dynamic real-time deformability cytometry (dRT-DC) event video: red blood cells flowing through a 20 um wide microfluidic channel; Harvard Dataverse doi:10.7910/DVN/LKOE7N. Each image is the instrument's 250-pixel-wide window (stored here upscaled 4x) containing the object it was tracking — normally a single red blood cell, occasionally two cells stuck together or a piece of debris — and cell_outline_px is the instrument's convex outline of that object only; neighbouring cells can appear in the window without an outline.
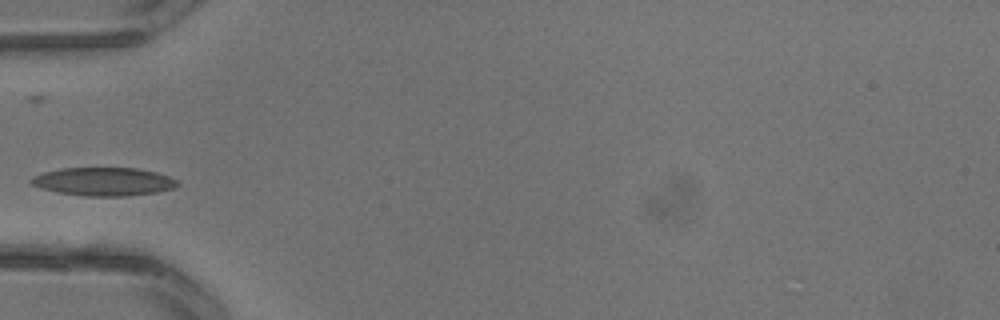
{"species": "common noctule bat (a hibernating species)", "species_latin": "Nyctalus noctula", "temperature_condition": "warm", "stored_images_in_passage": 2, "camera_frame_rate_fps": 3000, "um_per_image_px": 0.085, "animal": {"sex": "male", "body_mass_g": 13.3}, "frame": {"image": 1, "passage_image": 2, "time_ms": 0.333, "image_size_px": [1000, 320], "cell_outline_px": [[180, 184], [172, 188], [156, 192], [128, 196], [88, 196], [56, 192], [40, 188], [32, 184], [28, 180], [32, 176], [44, 172], [60, 168], [136, 168], [156, 172], [168, 176], [176, 180]], "centroid_in_image_um": [8.77, 15.43], "position_along_channel_um": 76.2, "area_um2": 24.1}}